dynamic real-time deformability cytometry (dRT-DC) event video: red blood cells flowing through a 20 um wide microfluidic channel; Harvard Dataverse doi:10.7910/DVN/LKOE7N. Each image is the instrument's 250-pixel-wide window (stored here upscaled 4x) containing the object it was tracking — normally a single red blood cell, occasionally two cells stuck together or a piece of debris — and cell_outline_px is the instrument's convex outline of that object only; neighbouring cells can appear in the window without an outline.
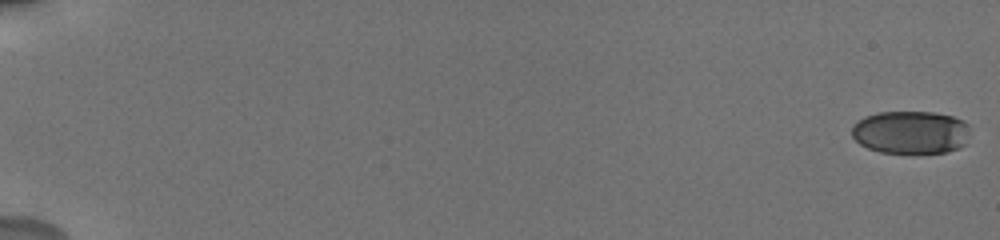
{"species": "human", "species_latin": "Homo sapiens", "temperature_condition": "cold", "stored_images_in_passage": 30, "camera_frame_rate_fps": 3000, "um_per_image_px": 0.085, "donor": {"sex": "male"}, "frame": {"image": 1, "passage_image": 1, "time_ms": 0.0, "image_size_px": [1000, 240], "cell_outline_px": [[968, 144], [960, 148], [948, 152], [880, 152], [868, 148], [860, 144], [852, 136], [852, 124], [864, 116], [876, 112], [936, 112], [952, 116], [964, 120], [968, 124]], "centroid_in_image_um": [77.43, 11.23], "position_along_channel_um": 7.6, "area_um2": 29.88}}
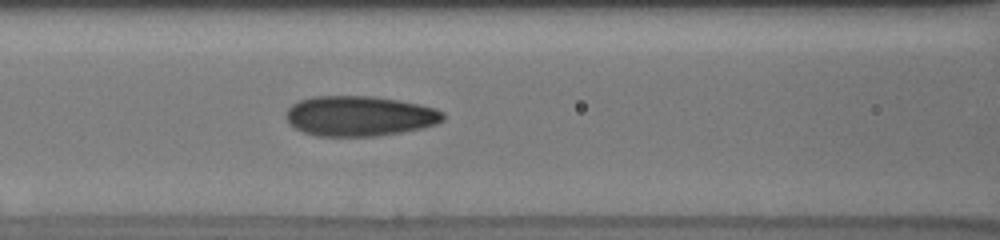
{"frame": {"image": 2, "passage_image": 20, "time_ms": 9.0, "image_size_px": [1000, 240], "cell_outline_px": [[444, 120], [436, 124], [420, 128], [400, 132], [376, 136], [316, 136], [304, 132], [288, 124], [284, 116], [288, 108], [292, 104], [300, 100], [312, 96], [372, 96], [396, 100], [436, 108], [444, 112]], "centroid_in_image_um": [30.52, 9.86], "position_along_channel_um": 136.1, "area_um2": 36.76}}
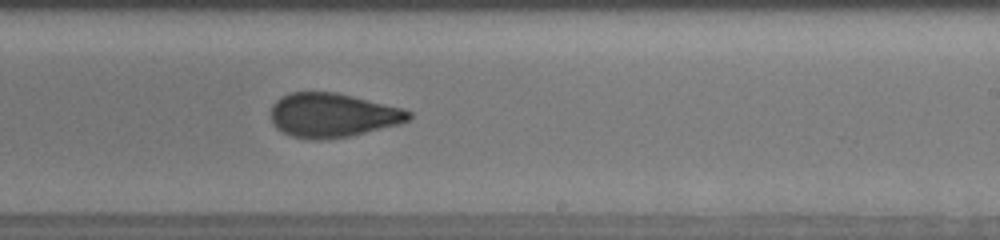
{"frame": {"image": 3, "passage_image": 30, "time_ms": 12.333, "image_size_px": [1000, 240], "cell_outline_px": [[412, 116], [408, 120], [396, 124], [348, 136], [320, 140], [312, 140], [292, 136], [276, 128], [272, 124], [272, 104], [276, 100], [292, 92], [336, 92], [404, 108], [412, 112]], "centroid_in_image_um": [28.25, 9.78], "position_along_channel_um": 260.7, "area_um2": 35.14}}